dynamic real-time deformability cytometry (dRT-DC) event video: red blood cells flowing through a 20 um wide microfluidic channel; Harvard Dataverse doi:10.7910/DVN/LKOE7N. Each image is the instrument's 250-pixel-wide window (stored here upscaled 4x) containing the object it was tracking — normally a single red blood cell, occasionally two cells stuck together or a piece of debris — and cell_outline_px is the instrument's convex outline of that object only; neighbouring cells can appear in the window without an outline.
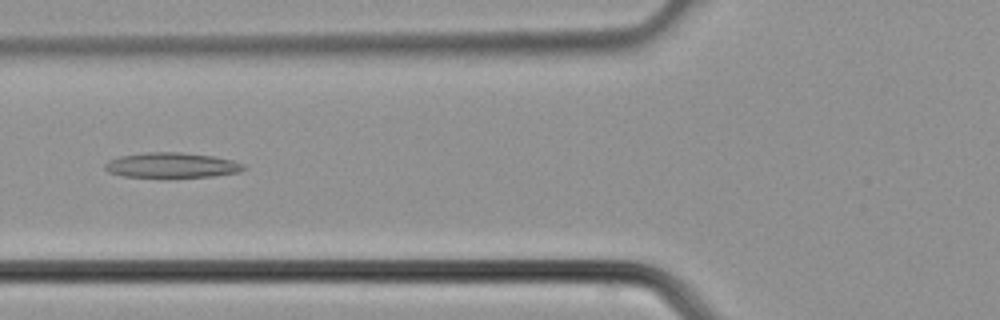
{"species": "common noctule bat (a hibernating species)", "species_latin": "Nyctalus noctula", "temperature_condition": "cold", "stored_images_in_passage": 31, "camera_frame_rate_fps": 3000, "um_per_image_px": 0.085, "animal": {"sex": "male", "body_mass_g": 21.5, "forearm_length_mm": 52.0}, "frame": {"image": 1, "passage_image": 8, "time_ms": 2.333, "image_size_px": [1000, 320], "cell_outline_px": [[244, 168], [240, 172], [212, 176], [172, 180], [160, 180], [124, 176], [108, 172], [104, 168], [104, 164], [108, 160], [120, 156], [144, 152], [180, 152], [212, 156], [232, 160], [244, 164]], "centroid_in_image_um": [14.54, 14.09], "position_along_channel_um": 111.3, "area_um2": 21.39}}
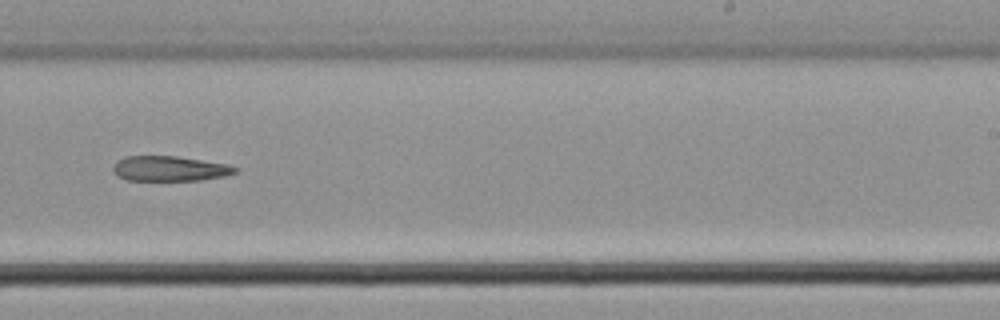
{"frame": {"image": 2, "passage_image": 17, "time_ms": 5.333, "image_size_px": [1000, 320], "cell_outline_px": [[240, 168], [236, 172], [224, 176], [200, 180], [128, 180], [116, 176], [112, 168], [116, 160], [124, 156], [176, 156], [224, 164]], "centroid_in_image_um": [14.36, 14.33], "position_along_channel_um": 274.6, "area_um2": 17.74}}
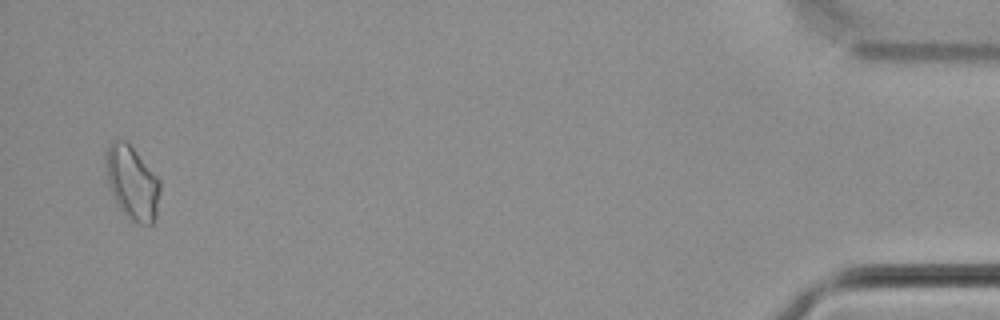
{"frame": {"image": 3, "passage_image": 30, "time_ms": 9.667, "image_size_px": [1000, 320], "cell_outline_px": [[160, 192], [156, 216], [152, 224], [140, 224], [128, 220], [120, 208], [112, 192], [108, 180], [104, 160], [104, 156], [108, 144], [112, 140], [124, 140], [136, 152], [160, 180]], "centroid_in_image_um": [11.23, 15.54], "position_along_channel_um": 424.0, "area_um2": 23.12}}